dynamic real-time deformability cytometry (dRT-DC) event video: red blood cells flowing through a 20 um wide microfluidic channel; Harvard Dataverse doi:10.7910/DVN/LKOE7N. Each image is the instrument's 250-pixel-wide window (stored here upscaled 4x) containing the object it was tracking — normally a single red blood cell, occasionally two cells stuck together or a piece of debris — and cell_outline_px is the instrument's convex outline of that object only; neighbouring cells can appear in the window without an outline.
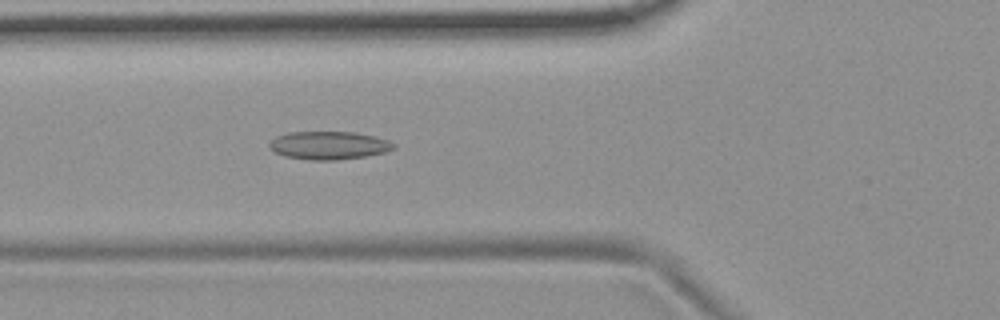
{"species": "common noctule bat (a hibernating species)", "species_latin": "Nyctalus noctula", "temperature_condition": "room temperature", "stored_images_in_passage": 53, "camera_frame_rate_fps": 3000, "um_per_image_px": 0.085, "animal": {"sex": "female", "body_mass_g": 19.9}, "frame": {"image": 1, "passage_image": 19, "time_ms": 6.0, "image_size_px": [1000, 320], "cell_outline_px": [[396, 148], [384, 152], [364, 156], [336, 160], [308, 160], [284, 156], [268, 148], [268, 144], [276, 136], [288, 132], [356, 132], [388, 140], [396, 144]], "centroid_in_image_um": [27.93, 12.35], "position_along_channel_um": 97.9, "area_um2": 20.35}}
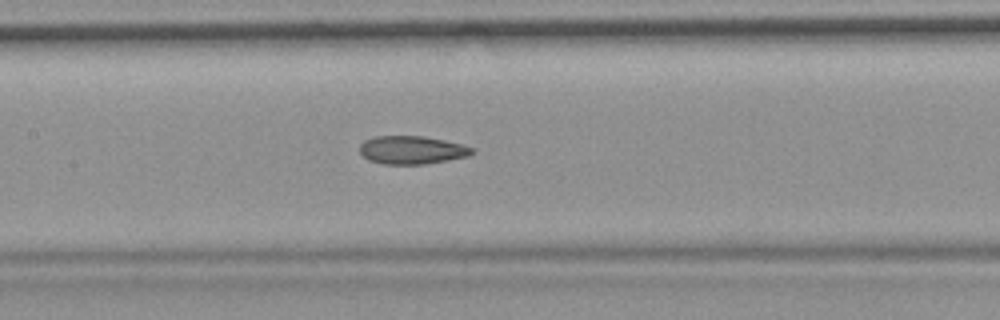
{"frame": {"image": 2, "passage_image": 25, "time_ms": 8.0, "image_size_px": [1000, 320], "cell_outline_px": [[476, 152], [468, 156], [448, 160], [424, 164], [384, 164], [368, 160], [360, 152], [360, 144], [364, 140], [376, 136], [424, 136], [464, 144], [476, 148]], "centroid_in_image_um": [35.06, 12.74], "position_along_channel_um": 172.3, "area_um2": 18.61}}
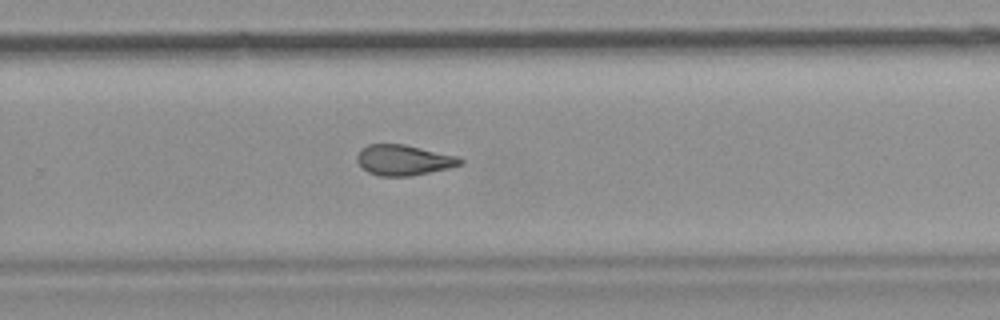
{"frame": {"image": 3, "passage_image": 35, "time_ms": 11.333, "image_size_px": [1000, 320], "cell_outline_px": [[464, 164], [448, 168], [408, 176], [380, 176], [368, 172], [356, 160], [356, 156], [360, 148], [368, 144], [404, 144], [456, 156], [464, 160]], "centroid_in_image_um": [34.29, 13.6], "position_along_channel_um": 295.5, "area_um2": 18.21}, "authors_computed_cell_mechanics": {"area_um2": 19.1896, "velocity_mm_per_s": 3.7154, "shape_relaxation_time_tau1_ms": null, "shape_relaxation_time_tau2_ms": 3.2899, "deformation_change_tau1": null, "deformation_change_tau2": 0.1111}}